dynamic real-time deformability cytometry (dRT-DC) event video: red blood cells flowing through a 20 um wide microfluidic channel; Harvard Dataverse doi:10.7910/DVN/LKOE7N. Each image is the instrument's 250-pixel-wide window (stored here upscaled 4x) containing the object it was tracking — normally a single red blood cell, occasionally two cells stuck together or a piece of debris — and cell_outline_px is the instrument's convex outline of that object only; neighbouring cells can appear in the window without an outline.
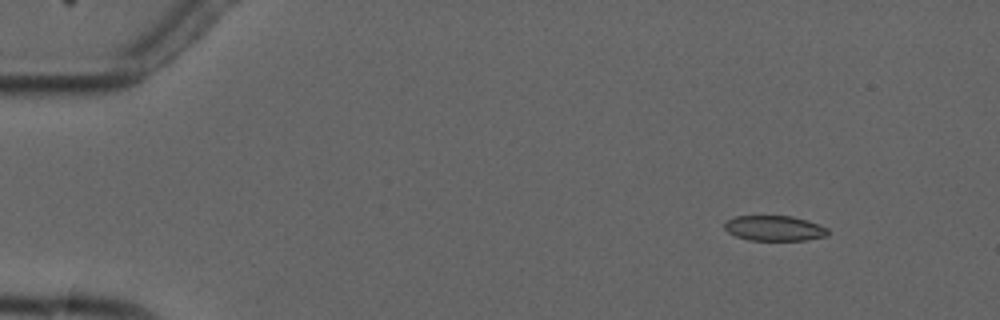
{"species": "common noctule bat (a hibernating species)", "species_latin": "Nyctalus noctula", "temperature_condition": "cold", "stored_images_in_passage": 7, "camera_frame_rate_fps": 3000, "um_per_image_px": 0.085, "animal": {"sex": "male", "forearm_length_mm": 52.5}, "frame": {"image": 1, "passage_image": 2, "time_ms": 1.0, "image_size_px": [1000, 320], "cell_outline_px": [[828, 236], [808, 240], [748, 240], [736, 236], [728, 232], [724, 228], [724, 224], [728, 220], [736, 216], [792, 216], [808, 220], [828, 228]], "centroid_in_image_um": [65.85, 19.4], "position_along_channel_um": 19.1, "area_um2": 15.26}}
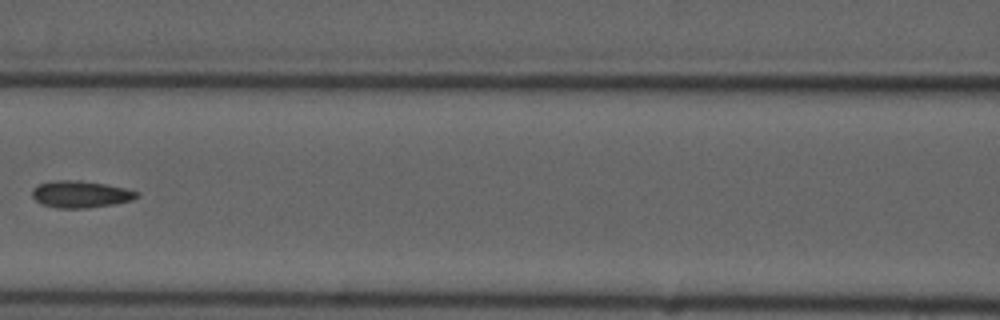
{"frame": {"image": 2, "passage_image": 6, "time_ms": 7.333, "image_size_px": [1000, 320], "cell_outline_px": [[140, 196], [132, 200], [112, 204], [84, 208], [56, 208], [44, 204], [36, 200], [32, 196], [32, 188], [40, 184], [56, 180], [80, 180], [104, 184], [124, 188], [140, 192]], "centroid_in_image_um": [6.86, 16.5], "position_along_channel_um": 159.7, "area_um2": 16.24}}
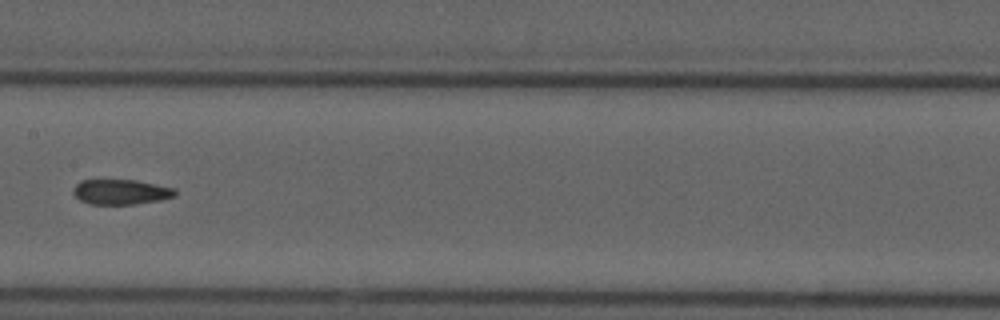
{"frame": {"image": 3, "passage_image": 7, "time_ms": 8.333, "image_size_px": [1000, 320], "cell_outline_px": [[176, 196], [160, 200], [136, 204], [88, 204], [80, 200], [72, 192], [72, 188], [80, 180], [136, 180], [176, 188]], "centroid_in_image_um": [10.27, 16.31], "position_along_channel_um": 197.1, "area_um2": 15.03}}